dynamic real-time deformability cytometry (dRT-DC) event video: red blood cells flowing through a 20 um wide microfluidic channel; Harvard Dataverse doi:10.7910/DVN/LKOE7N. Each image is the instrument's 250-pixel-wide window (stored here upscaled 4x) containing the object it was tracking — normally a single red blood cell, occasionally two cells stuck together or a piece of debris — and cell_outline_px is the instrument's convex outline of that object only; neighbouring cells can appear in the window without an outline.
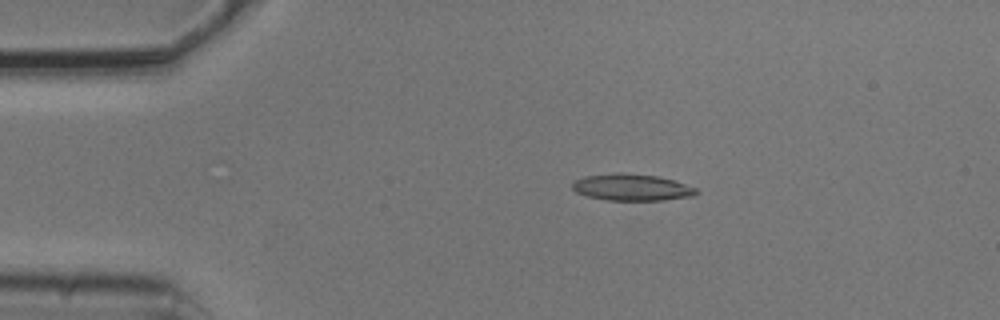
{"species": "common noctule bat (a hibernating species)", "species_latin": "Nyctalus noctula", "temperature_condition": "cold", "stored_images_in_passage": 6, "camera_frame_rate_fps": 3000, "um_per_image_px": 0.085, "animal": {"sex": "male", "body_mass_g": 20.5, "forearm_length_mm": 52.5}, "frame": {"image": 1, "passage_image": 3, "time_ms": 0.667, "image_size_px": [1000, 320], "cell_outline_px": [[700, 192], [692, 196], [664, 200], [604, 200], [588, 196], [576, 192], [572, 188], [572, 184], [576, 180], [584, 176], [616, 172], [620, 172], [656, 176], [672, 180], [696, 188]], "centroid_in_image_um": [53.68, 15.92], "position_along_channel_um": 31.3, "area_um2": 19.19}}
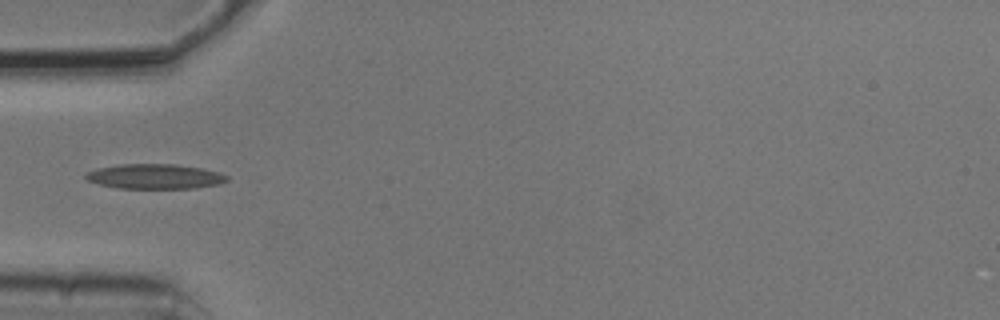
{"frame": {"image": 2, "passage_image": 5, "time_ms": 1.333, "image_size_px": [1000, 320], "cell_outline_px": [[228, 180], [220, 184], [196, 188], [116, 188], [100, 184], [88, 180], [84, 176], [88, 172], [96, 168], [120, 164], [176, 164], [200, 168], [216, 172], [228, 176]], "centroid_in_image_um": [13.16, 15.0], "position_along_channel_um": 71.8, "area_um2": 20.35}}
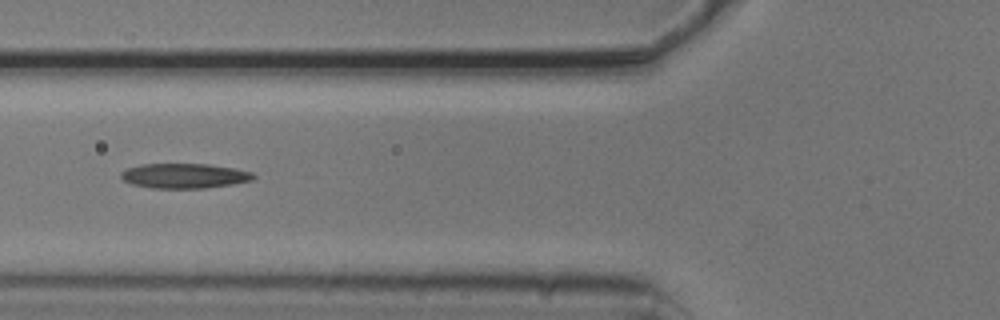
{"frame": {"image": 3, "passage_image": 6, "time_ms": 1.667, "image_size_px": [1000, 320], "cell_outline_px": [[256, 176], [252, 180], [232, 184], [204, 188], [152, 188], [132, 184], [124, 180], [120, 176], [120, 172], [128, 168], [140, 164], [208, 164], [236, 168], [252, 172]], "centroid_in_image_um": [15.68, 14.94], "position_along_channel_um": 110.1, "area_um2": 19.19}}